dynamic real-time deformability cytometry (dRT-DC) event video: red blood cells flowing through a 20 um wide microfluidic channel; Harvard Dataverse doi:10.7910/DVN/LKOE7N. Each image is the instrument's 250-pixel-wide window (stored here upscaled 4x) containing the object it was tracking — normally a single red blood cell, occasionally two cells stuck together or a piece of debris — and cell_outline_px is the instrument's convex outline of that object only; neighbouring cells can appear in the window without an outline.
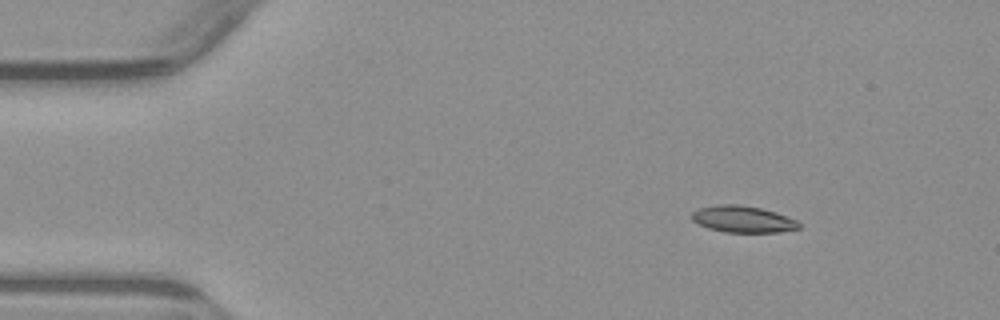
{"species": "common noctule bat (a hibernating species)", "species_latin": "Nyctalus noctula", "temperature_condition": "warm", "stored_images_in_passage": 3, "camera_frame_rate_fps": 3000, "um_per_image_px": 0.085, "animal": {"sex": "male", "body_mass_g": 23.1, "forearm_length_mm": 52.7}, "frame": {"image": 1, "passage_image": 1, "time_ms": 0.0, "image_size_px": [1000, 320], "cell_outline_px": [[800, 228], [780, 232], [724, 232], [708, 228], [692, 220], [692, 212], [696, 208], [716, 204], [740, 204], [760, 208], [776, 212], [796, 220], [800, 224]], "centroid_in_image_um": [63.12, 18.62], "position_along_channel_um": 21.9, "area_um2": 16.7}}